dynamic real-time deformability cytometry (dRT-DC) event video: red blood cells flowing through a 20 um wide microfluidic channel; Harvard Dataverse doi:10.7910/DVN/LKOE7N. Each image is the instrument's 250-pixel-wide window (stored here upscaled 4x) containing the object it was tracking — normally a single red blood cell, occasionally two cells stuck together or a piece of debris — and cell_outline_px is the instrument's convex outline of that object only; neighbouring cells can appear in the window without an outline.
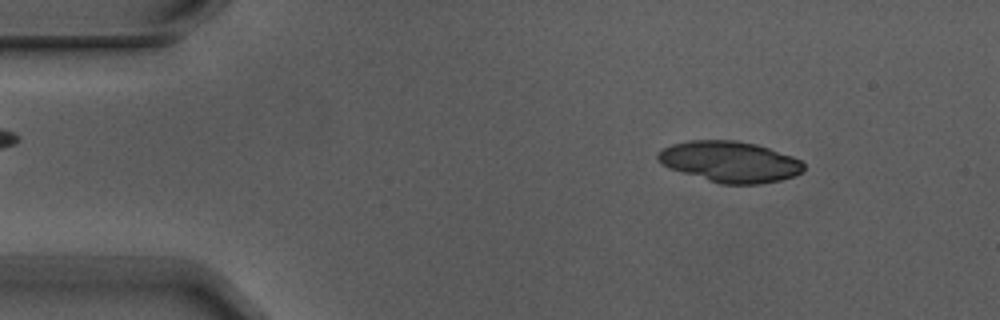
{"species": "Egyptian fruit bat (a non-hibernating species)", "species_latin": "Rousettus aegyptiacus", "temperature_condition": "warm", "stored_images_in_passage": 4, "camera_frame_rate_fps": 3000, "um_per_image_px": 0.085, "animal": {"sex": "male"}, "frame": {"image": 1, "passage_image": 1, "time_ms": 0.0, "image_size_px": [1000, 320], "cell_outline_px": [[804, 168], [800, 172], [792, 176], [780, 180], [760, 184], [720, 184], [668, 168], [660, 164], [656, 160], [656, 152], [672, 144], [688, 140], [736, 140], [756, 144], [792, 156], [800, 160], [804, 164]], "centroid_in_image_um": [61.98, 13.74], "position_along_channel_um": 23.0, "area_um2": 34.85}}